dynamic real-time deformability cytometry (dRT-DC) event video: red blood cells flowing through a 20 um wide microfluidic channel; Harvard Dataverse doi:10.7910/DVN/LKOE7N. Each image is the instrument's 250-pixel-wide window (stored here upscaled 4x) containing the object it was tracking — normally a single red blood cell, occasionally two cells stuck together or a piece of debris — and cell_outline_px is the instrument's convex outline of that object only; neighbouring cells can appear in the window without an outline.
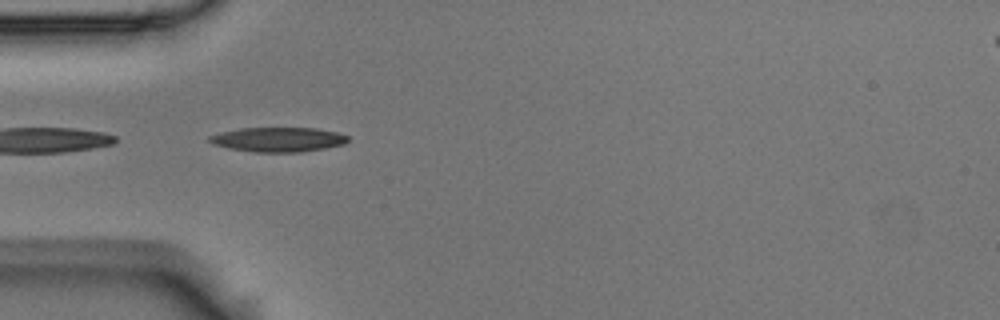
{"species": "Egyptian fruit bat (a non-hibernating species)", "species_latin": "Rousettus aegyptiacus", "temperature_condition": "room temperature", "stored_images_in_passage": 40, "camera_frame_rate_fps": 3000, "um_per_image_px": 0.085, "animal": {"sex": "male"}, "frame": {"image": 1, "passage_image": 1, "time_ms": 0.0, "image_size_px": [1000, 320], "cell_outline_px": [[348, 140], [344, 144], [324, 148], [300, 152], [256, 152], [228, 148], [212, 144], [208, 140], [208, 136], [220, 132], [240, 128], [316, 128], [336, 132], [348, 136]], "centroid_in_image_um": [23.61, 11.85], "position_along_channel_um": 61.4, "area_um2": 19.77}}
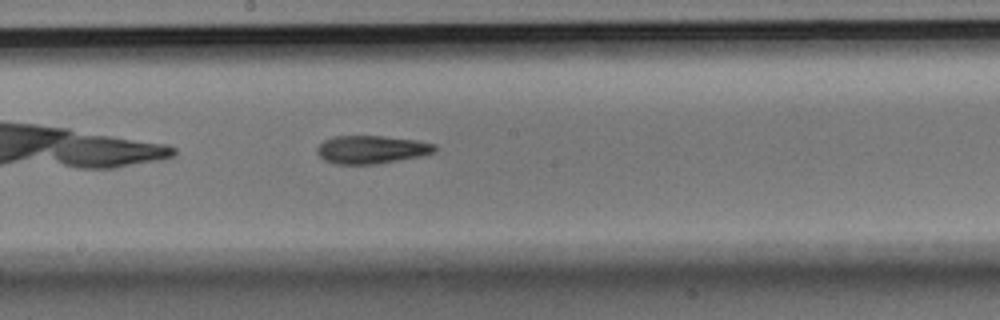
{"frame": {"image": 2, "passage_image": 14, "time_ms": 4.333, "image_size_px": [1000, 320], "cell_outline_px": [[436, 152], [420, 156], [376, 164], [332, 164], [324, 160], [316, 152], [316, 148], [324, 140], [332, 136], [384, 136], [420, 140], [436, 144]], "centroid_in_image_um": [31.58, 12.7], "position_along_channel_um": 216.6, "area_um2": 19.48}}
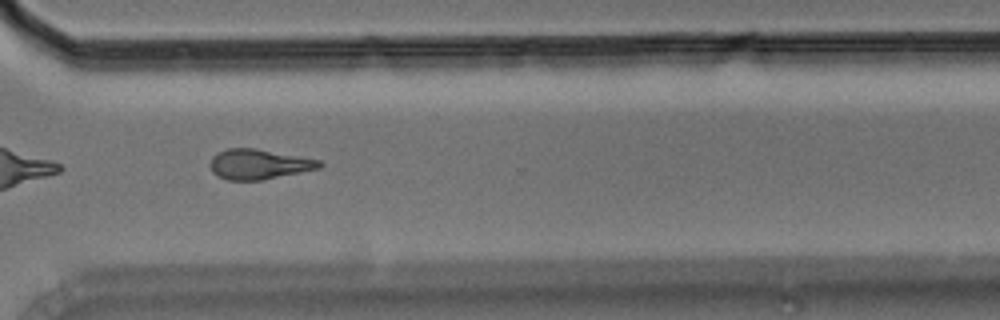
{"frame": {"image": 3, "passage_image": 25, "time_ms": 8.0, "image_size_px": [1000, 320], "cell_outline_px": [[324, 164], [320, 168], [264, 180], [228, 180], [216, 176], [212, 172], [212, 156], [228, 148], [256, 148], [320, 160]], "centroid_in_image_um": [22.03, 13.96], "position_along_channel_um": 348.6, "area_um2": 19.07}, "authors_computed_cell_mechanics": {"area_um2": 19.3052, "velocity_mm_per_s": 3.6086, "shape_relaxation_time_tau1_ms": null, "shape_relaxation_time_tau2_ms": 4.4706, "deformation_change_tau1": null, "deformation_change_tau2": 0.1441}}